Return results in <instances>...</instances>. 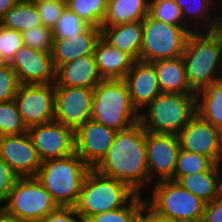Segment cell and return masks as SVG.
I'll return each mask as SVG.
<instances>
[{
    "label": "cell",
    "mask_w": 222,
    "mask_h": 222,
    "mask_svg": "<svg viewBox=\"0 0 222 222\" xmlns=\"http://www.w3.org/2000/svg\"><path fill=\"white\" fill-rule=\"evenodd\" d=\"M27 130L15 101L0 102V136L19 135Z\"/></svg>",
    "instance_id": "obj_31"
},
{
    "label": "cell",
    "mask_w": 222,
    "mask_h": 222,
    "mask_svg": "<svg viewBox=\"0 0 222 222\" xmlns=\"http://www.w3.org/2000/svg\"><path fill=\"white\" fill-rule=\"evenodd\" d=\"M0 25L18 32L42 26V20L34 3L19 0L1 19Z\"/></svg>",
    "instance_id": "obj_27"
},
{
    "label": "cell",
    "mask_w": 222,
    "mask_h": 222,
    "mask_svg": "<svg viewBox=\"0 0 222 222\" xmlns=\"http://www.w3.org/2000/svg\"><path fill=\"white\" fill-rule=\"evenodd\" d=\"M149 15L164 23L186 26L181 9L174 0H149Z\"/></svg>",
    "instance_id": "obj_33"
},
{
    "label": "cell",
    "mask_w": 222,
    "mask_h": 222,
    "mask_svg": "<svg viewBox=\"0 0 222 222\" xmlns=\"http://www.w3.org/2000/svg\"><path fill=\"white\" fill-rule=\"evenodd\" d=\"M90 169L73 153L64 158L42 161L35 178L51 194L58 207H74Z\"/></svg>",
    "instance_id": "obj_3"
},
{
    "label": "cell",
    "mask_w": 222,
    "mask_h": 222,
    "mask_svg": "<svg viewBox=\"0 0 222 222\" xmlns=\"http://www.w3.org/2000/svg\"><path fill=\"white\" fill-rule=\"evenodd\" d=\"M117 131L93 120H87L74 132L75 153L94 169L106 156Z\"/></svg>",
    "instance_id": "obj_15"
},
{
    "label": "cell",
    "mask_w": 222,
    "mask_h": 222,
    "mask_svg": "<svg viewBox=\"0 0 222 222\" xmlns=\"http://www.w3.org/2000/svg\"><path fill=\"white\" fill-rule=\"evenodd\" d=\"M176 181L205 203L217 199L216 164L208 171L180 176Z\"/></svg>",
    "instance_id": "obj_28"
},
{
    "label": "cell",
    "mask_w": 222,
    "mask_h": 222,
    "mask_svg": "<svg viewBox=\"0 0 222 222\" xmlns=\"http://www.w3.org/2000/svg\"><path fill=\"white\" fill-rule=\"evenodd\" d=\"M146 202L142 194H137L126 206L98 213L86 220V222H133L138 216L140 207Z\"/></svg>",
    "instance_id": "obj_32"
},
{
    "label": "cell",
    "mask_w": 222,
    "mask_h": 222,
    "mask_svg": "<svg viewBox=\"0 0 222 222\" xmlns=\"http://www.w3.org/2000/svg\"><path fill=\"white\" fill-rule=\"evenodd\" d=\"M182 58L188 84L195 93L222 78V27L191 32Z\"/></svg>",
    "instance_id": "obj_2"
},
{
    "label": "cell",
    "mask_w": 222,
    "mask_h": 222,
    "mask_svg": "<svg viewBox=\"0 0 222 222\" xmlns=\"http://www.w3.org/2000/svg\"><path fill=\"white\" fill-rule=\"evenodd\" d=\"M54 89V121L75 132L87 120H90L93 88L54 86Z\"/></svg>",
    "instance_id": "obj_11"
},
{
    "label": "cell",
    "mask_w": 222,
    "mask_h": 222,
    "mask_svg": "<svg viewBox=\"0 0 222 222\" xmlns=\"http://www.w3.org/2000/svg\"><path fill=\"white\" fill-rule=\"evenodd\" d=\"M42 161L64 158L75 153L74 131L56 121L27 130Z\"/></svg>",
    "instance_id": "obj_13"
},
{
    "label": "cell",
    "mask_w": 222,
    "mask_h": 222,
    "mask_svg": "<svg viewBox=\"0 0 222 222\" xmlns=\"http://www.w3.org/2000/svg\"><path fill=\"white\" fill-rule=\"evenodd\" d=\"M0 159L20 178L35 177L42 164L28 132L0 136Z\"/></svg>",
    "instance_id": "obj_16"
},
{
    "label": "cell",
    "mask_w": 222,
    "mask_h": 222,
    "mask_svg": "<svg viewBox=\"0 0 222 222\" xmlns=\"http://www.w3.org/2000/svg\"><path fill=\"white\" fill-rule=\"evenodd\" d=\"M151 198L146 203L159 215L171 221L180 218L197 219L202 222L206 203L177 181L161 180L154 184Z\"/></svg>",
    "instance_id": "obj_8"
},
{
    "label": "cell",
    "mask_w": 222,
    "mask_h": 222,
    "mask_svg": "<svg viewBox=\"0 0 222 222\" xmlns=\"http://www.w3.org/2000/svg\"><path fill=\"white\" fill-rule=\"evenodd\" d=\"M23 45L43 52H52L53 32L51 28L37 26L22 32Z\"/></svg>",
    "instance_id": "obj_35"
},
{
    "label": "cell",
    "mask_w": 222,
    "mask_h": 222,
    "mask_svg": "<svg viewBox=\"0 0 222 222\" xmlns=\"http://www.w3.org/2000/svg\"><path fill=\"white\" fill-rule=\"evenodd\" d=\"M133 222H143V205L140 207L138 216L133 220Z\"/></svg>",
    "instance_id": "obj_46"
},
{
    "label": "cell",
    "mask_w": 222,
    "mask_h": 222,
    "mask_svg": "<svg viewBox=\"0 0 222 222\" xmlns=\"http://www.w3.org/2000/svg\"><path fill=\"white\" fill-rule=\"evenodd\" d=\"M143 222H172L169 218L159 215L146 202L143 204Z\"/></svg>",
    "instance_id": "obj_42"
},
{
    "label": "cell",
    "mask_w": 222,
    "mask_h": 222,
    "mask_svg": "<svg viewBox=\"0 0 222 222\" xmlns=\"http://www.w3.org/2000/svg\"><path fill=\"white\" fill-rule=\"evenodd\" d=\"M142 22H132L116 26H102L101 37L112 47L139 60L142 44Z\"/></svg>",
    "instance_id": "obj_23"
},
{
    "label": "cell",
    "mask_w": 222,
    "mask_h": 222,
    "mask_svg": "<svg viewBox=\"0 0 222 222\" xmlns=\"http://www.w3.org/2000/svg\"><path fill=\"white\" fill-rule=\"evenodd\" d=\"M91 25L83 21L67 7L52 29L53 39H64L85 32Z\"/></svg>",
    "instance_id": "obj_34"
},
{
    "label": "cell",
    "mask_w": 222,
    "mask_h": 222,
    "mask_svg": "<svg viewBox=\"0 0 222 222\" xmlns=\"http://www.w3.org/2000/svg\"><path fill=\"white\" fill-rule=\"evenodd\" d=\"M19 0H0V19L18 2Z\"/></svg>",
    "instance_id": "obj_45"
},
{
    "label": "cell",
    "mask_w": 222,
    "mask_h": 222,
    "mask_svg": "<svg viewBox=\"0 0 222 222\" xmlns=\"http://www.w3.org/2000/svg\"><path fill=\"white\" fill-rule=\"evenodd\" d=\"M20 84H53L56 69L51 53L20 47L10 63Z\"/></svg>",
    "instance_id": "obj_17"
},
{
    "label": "cell",
    "mask_w": 222,
    "mask_h": 222,
    "mask_svg": "<svg viewBox=\"0 0 222 222\" xmlns=\"http://www.w3.org/2000/svg\"><path fill=\"white\" fill-rule=\"evenodd\" d=\"M101 28L90 26L85 32L64 39H53L51 57L57 70L61 65L94 53Z\"/></svg>",
    "instance_id": "obj_20"
},
{
    "label": "cell",
    "mask_w": 222,
    "mask_h": 222,
    "mask_svg": "<svg viewBox=\"0 0 222 222\" xmlns=\"http://www.w3.org/2000/svg\"><path fill=\"white\" fill-rule=\"evenodd\" d=\"M202 222H222V199L206 203Z\"/></svg>",
    "instance_id": "obj_41"
},
{
    "label": "cell",
    "mask_w": 222,
    "mask_h": 222,
    "mask_svg": "<svg viewBox=\"0 0 222 222\" xmlns=\"http://www.w3.org/2000/svg\"><path fill=\"white\" fill-rule=\"evenodd\" d=\"M20 177L11 167L0 159V205L4 204L9 196L11 189Z\"/></svg>",
    "instance_id": "obj_39"
},
{
    "label": "cell",
    "mask_w": 222,
    "mask_h": 222,
    "mask_svg": "<svg viewBox=\"0 0 222 222\" xmlns=\"http://www.w3.org/2000/svg\"><path fill=\"white\" fill-rule=\"evenodd\" d=\"M22 46L21 32L0 25V62L10 64Z\"/></svg>",
    "instance_id": "obj_36"
},
{
    "label": "cell",
    "mask_w": 222,
    "mask_h": 222,
    "mask_svg": "<svg viewBox=\"0 0 222 222\" xmlns=\"http://www.w3.org/2000/svg\"><path fill=\"white\" fill-rule=\"evenodd\" d=\"M174 1L181 9L184 24L192 32L213 31L220 29L222 27V15H220V13H222V6L220 1L222 0L220 1L219 0H174ZM216 8H218V11L220 12V13L218 12L219 15L216 12L217 11ZM214 12L215 16L214 14H211Z\"/></svg>",
    "instance_id": "obj_19"
},
{
    "label": "cell",
    "mask_w": 222,
    "mask_h": 222,
    "mask_svg": "<svg viewBox=\"0 0 222 222\" xmlns=\"http://www.w3.org/2000/svg\"><path fill=\"white\" fill-rule=\"evenodd\" d=\"M148 14L149 0H108L102 26L142 22Z\"/></svg>",
    "instance_id": "obj_25"
},
{
    "label": "cell",
    "mask_w": 222,
    "mask_h": 222,
    "mask_svg": "<svg viewBox=\"0 0 222 222\" xmlns=\"http://www.w3.org/2000/svg\"><path fill=\"white\" fill-rule=\"evenodd\" d=\"M195 114V94L160 93L140 112L139 122L147 132L178 135Z\"/></svg>",
    "instance_id": "obj_6"
},
{
    "label": "cell",
    "mask_w": 222,
    "mask_h": 222,
    "mask_svg": "<svg viewBox=\"0 0 222 222\" xmlns=\"http://www.w3.org/2000/svg\"><path fill=\"white\" fill-rule=\"evenodd\" d=\"M90 119L116 131L139 122L140 113L133 106L123 79L102 80L93 88Z\"/></svg>",
    "instance_id": "obj_4"
},
{
    "label": "cell",
    "mask_w": 222,
    "mask_h": 222,
    "mask_svg": "<svg viewBox=\"0 0 222 222\" xmlns=\"http://www.w3.org/2000/svg\"><path fill=\"white\" fill-rule=\"evenodd\" d=\"M196 114L222 131V78L195 93Z\"/></svg>",
    "instance_id": "obj_26"
},
{
    "label": "cell",
    "mask_w": 222,
    "mask_h": 222,
    "mask_svg": "<svg viewBox=\"0 0 222 222\" xmlns=\"http://www.w3.org/2000/svg\"><path fill=\"white\" fill-rule=\"evenodd\" d=\"M94 169L106 177L120 180L141 195L151 182L147 168L145 129L142 124L138 122L117 131L106 156Z\"/></svg>",
    "instance_id": "obj_1"
},
{
    "label": "cell",
    "mask_w": 222,
    "mask_h": 222,
    "mask_svg": "<svg viewBox=\"0 0 222 222\" xmlns=\"http://www.w3.org/2000/svg\"><path fill=\"white\" fill-rule=\"evenodd\" d=\"M82 219L74 207H58L39 222H81Z\"/></svg>",
    "instance_id": "obj_40"
},
{
    "label": "cell",
    "mask_w": 222,
    "mask_h": 222,
    "mask_svg": "<svg viewBox=\"0 0 222 222\" xmlns=\"http://www.w3.org/2000/svg\"><path fill=\"white\" fill-rule=\"evenodd\" d=\"M143 35L139 60L154 62L182 56L189 34L187 26H176L152 18L142 21Z\"/></svg>",
    "instance_id": "obj_7"
},
{
    "label": "cell",
    "mask_w": 222,
    "mask_h": 222,
    "mask_svg": "<svg viewBox=\"0 0 222 222\" xmlns=\"http://www.w3.org/2000/svg\"><path fill=\"white\" fill-rule=\"evenodd\" d=\"M123 80L127 84L131 102L139 113L161 93L152 62L136 60Z\"/></svg>",
    "instance_id": "obj_18"
},
{
    "label": "cell",
    "mask_w": 222,
    "mask_h": 222,
    "mask_svg": "<svg viewBox=\"0 0 222 222\" xmlns=\"http://www.w3.org/2000/svg\"><path fill=\"white\" fill-rule=\"evenodd\" d=\"M217 198L222 199V158L216 163Z\"/></svg>",
    "instance_id": "obj_43"
},
{
    "label": "cell",
    "mask_w": 222,
    "mask_h": 222,
    "mask_svg": "<svg viewBox=\"0 0 222 222\" xmlns=\"http://www.w3.org/2000/svg\"><path fill=\"white\" fill-rule=\"evenodd\" d=\"M19 81L15 71L9 63H0V102L14 100L18 88Z\"/></svg>",
    "instance_id": "obj_37"
},
{
    "label": "cell",
    "mask_w": 222,
    "mask_h": 222,
    "mask_svg": "<svg viewBox=\"0 0 222 222\" xmlns=\"http://www.w3.org/2000/svg\"><path fill=\"white\" fill-rule=\"evenodd\" d=\"M172 222H199L197 219H190V218H180L173 220Z\"/></svg>",
    "instance_id": "obj_47"
},
{
    "label": "cell",
    "mask_w": 222,
    "mask_h": 222,
    "mask_svg": "<svg viewBox=\"0 0 222 222\" xmlns=\"http://www.w3.org/2000/svg\"><path fill=\"white\" fill-rule=\"evenodd\" d=\"M43 26L53 29L67 7L66 0L40 1L34 3Z\"/></svg>",
    "instance_id": "obj_38"
},
{
    "label": "cell",
    "mask_w": 222,
    "mask_h": 222,
    "mask_svg": "<svg viewBox=\"0 0 222 222\" xmlns=\"http://www.w3.org/2000/svg\"><path fill=\"white\" fill-rule=\"evenodd\" d=\"M2 207L22 220L39 222L58 205L35 177H25L17 180Z\"/></svg>",
    "instance_id": "obj_9"
},
{
    "label": "cell",
    "mask_w": 222,
    "mask_h": 222,
    "mask_svg": "<svg viewBox=\"0 0 222 222\" xmlns=\"http://www.w3.org/2000/svg\"><path fill=\"white\" fill-rule=\"evenodd\" d=\"M145 146L149 180H171L181 149L178 135L145 131Z\"/></svg>",
    "instance_id": "obj_12"
},
{
    "label": "cell",
    "mask_w": 222,
    "mask_h": 222,
    "mask_svg": "<svg viewBox=\"0 0 222 222\" xmlns=\"http://www.w3.org/2000/svg\"><path fill=\"white\" fill-rule=\"evenodd\" d=\"M214 164L210 158L204 155L180 149L171 180L176 181L180 176L208 171Z\"/></svg>",
    "instance_id": "obj_30"
},
{
    "label": "cell",
    "mask_w": 222,
    "mask_h": 222,
    "mask_svg": "<svg viewBox=\"0 0 222 222\" xmlns=\"http://www.w3.org/2000/svg\"><path fill=\"white\" fill-rule=\"evenodd\" d=\"M93 54L103 80L124 79L135 62L129 54L112 47L102 37L97 40Z\"/></svg>",
    "instance_id": "obj_22"
},
{
    "label": "cell",
    "mask_w": 222,
    "mask_h": 222,
    "mask_svg": "<svg viewBox=\"0 0 222 222\" xmlns=\"http://www.w3.org/2000/svg\"><path fill=\"white\" fill-rule=\"evenodd\" d=\"M67 8L89 25L101 28L108 0H67Z\"/></svg>",
    "instance_id": "obj_29"
},
{
    "label": "cell",
    "mask_w": 222,
    "mask_h": 222,
    "mask_svg": "<svg viewBox=\"0 0 222 222\" xmlns=\"http://www.w3.org/2000/svg\"><path fill=\"white\" fill-rule=\"evenodd\" d=\"M181 149L204 155L215 164L222 158V131L195 114L178 133Z\"/></svg>",
    "instance_id": "obj_14"
},
{
    "label": "cell",
    "mask_w": 222,
    "mask_h": 222,
    "mask_svg": "<svg viewBox=\"0 0 222 222\" xmlns=\"http://www.w3.org/2000/svg\"><path fill=\"white\" fill-rule=\"evenodd\" d=\"M137 195L127 184L90 169L74 205L82 221L91 216L126 206Z\"/></svg>",
    "instance_id": "obj_5"
},
{
    "label": "cell",
    "mask_w": 222,
    "mask_h": 222,
    "mask_svg": "<svg viewBox=\"0 0 222 222\" xmlns=\"http://www.w3.org/2000/svg\"><path fill=\"white\" fill-rule=\"evenodd\" d=\"M0 222H28L19 217L9 214L3 207L0 208Z\"/></svg>",
    "instance_id": "obj_44"
},
{
    "label": "cell",
    "mask_w": 222,
    "mask_h": 222,
    "mask_svg": "<svg viewBox=\"0 0 222 222\" xmlns=\"http://www.w3.org/2000/svg\"><path fill=\"white\" fill-rule=\"evenodd\" d=\"M14 101L27 128L54 121V83L20 84Z\"/></svg>",
    "instance_id": "obj_10"
},
{
    "label": "cell",
    "mask_w": 222,
    "mask_h": 222,
    "mask_svg": "<svg viewBox=\"0 0 222 222\" xmlns=\"http://www.w3.org/2000/svg\"><path fill=\"white\" fill-rule=\"evenodd\" d=\"M102 80L94 54H87L61 65L54 86L94 88Z\"/></svg>",
    "instance_id": "obj_21"
},
{
    "label": "cell",
    "mask_w": 222,
    "mask_h": 222,
    "mask_svg": "<svg viewBox=\"0 0 222 222\" xmlns=\"http://www.w3.org/2000/svg\"><path fill=\"white\" fill-rule=\"evenodd\" d=\"M161 93L195 94L190 88L182 56L152 62Z\"/></svg>",
    "instance_id": "obj_24"
},
{
    "label": "cell",
    "mask_w": 222,
    "mask_h": 222,
    "mask_svg": "<svg viewBox=\"0 0 222 222\" xmlns=\"http://www.w3.org/2000/svg\"><path fill=\"white\" fill-rule=\"evenodd\" d=\"M32 3L40 2V1H52V0H26Z\"/></svg>",
    "instance_id": "obj_48"
}]
</instances>
